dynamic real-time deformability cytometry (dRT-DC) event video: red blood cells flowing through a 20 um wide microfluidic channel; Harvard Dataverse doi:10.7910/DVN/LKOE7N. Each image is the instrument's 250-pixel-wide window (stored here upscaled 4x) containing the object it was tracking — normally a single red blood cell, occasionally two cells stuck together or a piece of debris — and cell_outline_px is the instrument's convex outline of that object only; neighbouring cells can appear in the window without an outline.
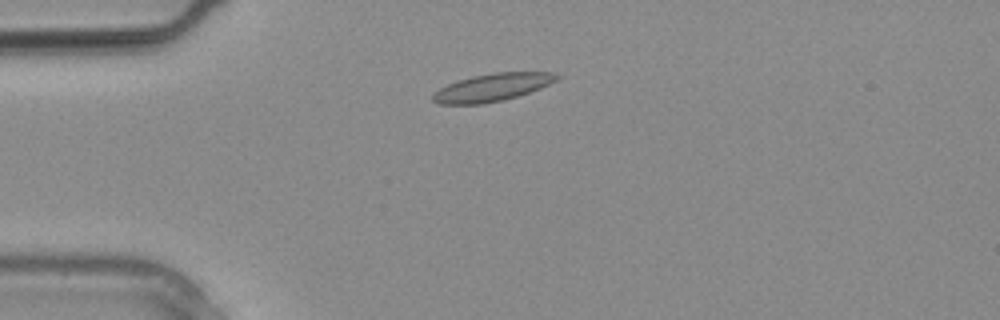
{"species": "common noctule bat (a hibernating species)", "species_latin": "Nyctalus noctula", "temperature_condition": "warm", "stored_images_in_passage": 10, "camera_frame_rate_fps": 3000, "um_per_image_px": 0.085, "animal": {"sex": "male", "body_mass_g": 20.4}, "frame": {"image": 1, "passage_image": 5, "time_ms": 1.333, "image_size_px": [1000, 320], "cell_outline_px": [[560, 76], [556, 80], [540, 88], [516, 96], [484, 104], [440, 104], [432, 100], [432, 96], [440, 88], [448, 84], [472, 76], [492, 72], [552, 72]], "centroid_in_image_um": [41.83, 7.42], "position_along_channel_um": 43.2, "area_um2": 19.65}}